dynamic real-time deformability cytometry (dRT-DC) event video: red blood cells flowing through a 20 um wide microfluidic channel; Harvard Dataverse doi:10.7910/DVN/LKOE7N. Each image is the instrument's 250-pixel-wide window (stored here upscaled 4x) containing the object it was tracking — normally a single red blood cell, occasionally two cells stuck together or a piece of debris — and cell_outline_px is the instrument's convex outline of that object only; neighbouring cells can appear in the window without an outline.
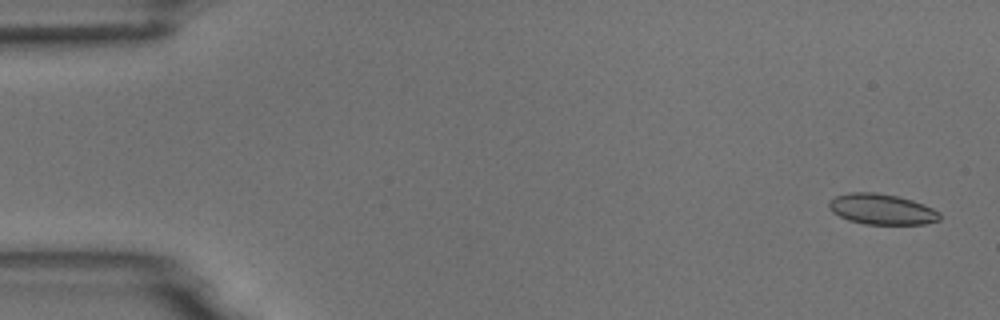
{"species": "common noctule bat (a hibernating species)", "species_latin": "Nyctalus noctula", "temperature_condition": "room temperature", "stored_images_in_passage": 55, "camera_frame_rate_fps": 3000, "um_per_image_px": 0.085, "animal": {"sex": "male", "body_mass_g": 18.8}, "frame": {"image": 1, "passage_image": 2, "time_ms": 0.333, "image_size_px": [1000, 320], "cell_outline_px": [[940, 220], [924, 224], [864, 224], [848, 220], [832, 212], [828, 208], [828, 200], [836, 196], [848, 192], [876, 192], [896, 196], [912, 200], [924, 204], [940, 212]], "centroid_in_image_um": [74.92, 17.78], "position_along_channel_um": 10.1, "area_um2": 19.88}}
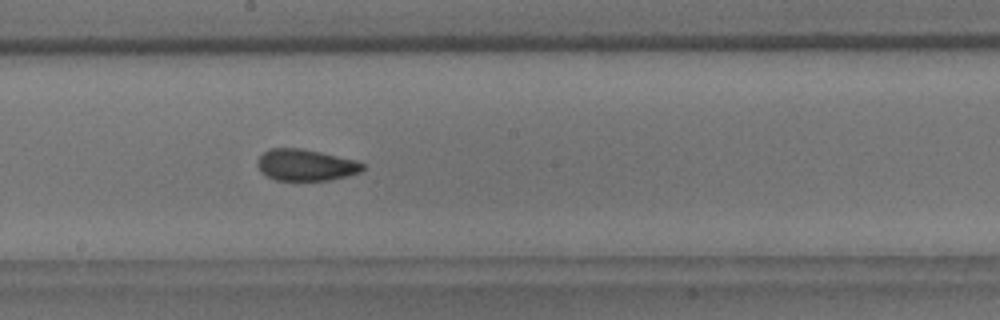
{"frame": {"image": 2, "passage_image": 30, "time_ms": 9.667, "image_size_px": [1000, 320], "cell_outline_px": [[364, 168], [360, 172], [348, 176], [328, 180], [272, 180], [260, 172], [256, 164], [260, 156], [268, 148], [300, 148], [320, 152], [356, 160], [364, 164]], "centroid_in_image_um": [25.95, 14.03], "position_along_channel_um": 222.2, "area_um2": 19.42}}
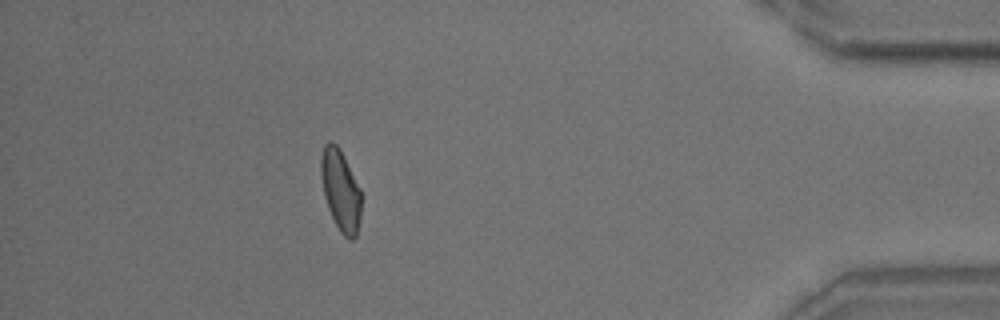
{"frame": {"image": 3, "passage_image": 49, "time_ms": 16.0, "image_size_px": [1000, 320], "cell_outline_px": [[360, 216], [356, 236], [352, 240], [348, 240], [340, 232], [328, 208], [324, 196], [320, 176], [320, 160], [324, 144], [328, 140], [332, 140], [340, 148], [360, 188]], "centroid_in_image_um": [28.92, 16.14], "position_along_channel_um": 406.3, "area_um2": 19.13}, "authors_computed_cell_mechanics": {"area_um2": 19.5942, "velocity_mm_per_s": 3.6755, "shape_relaxation_time_tau1_ms": 6.0556, "shape_relaxation_time_tau2_ms": 1.9473, "deformation_change_tau1": 0.1233, "deformation_change_tau2": 0.0846}}